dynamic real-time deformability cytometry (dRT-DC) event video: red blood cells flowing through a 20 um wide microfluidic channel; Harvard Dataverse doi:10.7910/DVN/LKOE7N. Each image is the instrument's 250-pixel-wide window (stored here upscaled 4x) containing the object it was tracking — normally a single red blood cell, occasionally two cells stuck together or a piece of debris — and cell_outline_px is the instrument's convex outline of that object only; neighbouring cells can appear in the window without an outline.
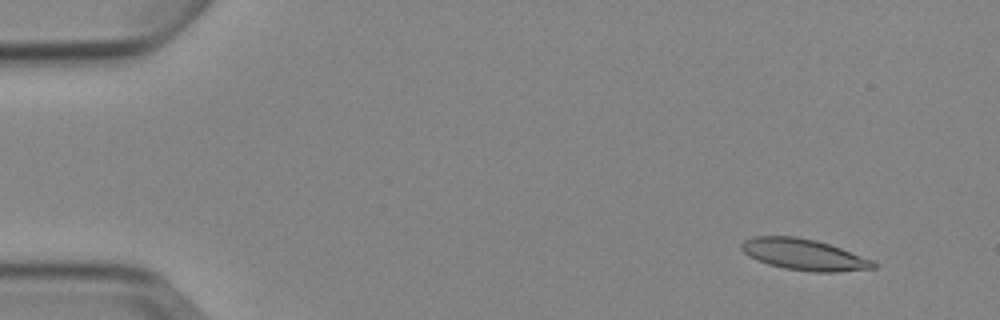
{"species": "Egyptian fruit bat (a non-hibernating species)", "species_latin": "Rousettus aegyptiacus", "temperature_condition": "cold", "stored_images_in_passage": 4, "camera_frame_rate_fps": 3000, "um_per_image_px": 0.085, "animal": {"sex": "female"}, "frame": {"image": 1, "passage_image": 1, "time_ms": 0.0, "image_size_px": [1000, 320], "cell_outline_px": [[876, 268], [836, 272], [812, 272], [784, 268], [768, 264], [756, 260], [748, 256], [740, 248], [740, 244], [744, 240], [752, 236], [796, 236], [816, 240], [840, 248], [872, 260], [876, 264]], "centroid_in_image_um": [68.28, 21.63], "position_along_channel_um": 16.7, "area_um2": 23.99}}
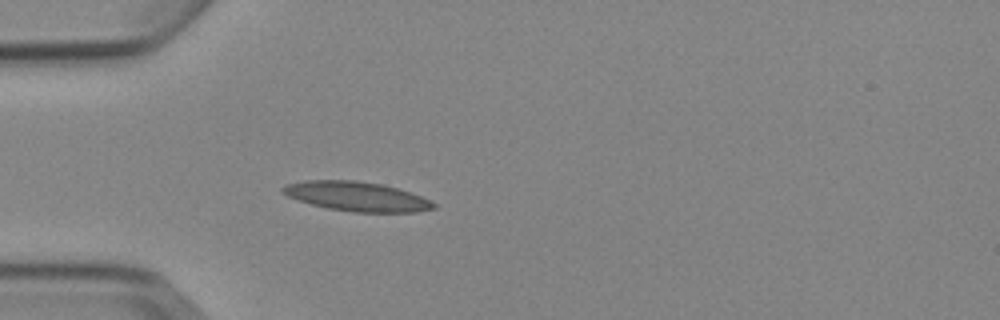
{"frame": {"image": 2, "passage_image": 4, "time_ms": 3.667, "image_size_px": [1000, 320], "cell_outline_px": [[436, 208], [416, 212], [352, 212], [328, 208], [312, 204], [288, 196], [280, 192], [280, 188], [288, 184], [304, 180], [356, 180], [380, 184], [396, 188], [420, 196], [436, 204]], "centroid_in_image_um": [30.29, 16.69], "position_along_channel_um": 54.7, "area_um2": 25.61}}